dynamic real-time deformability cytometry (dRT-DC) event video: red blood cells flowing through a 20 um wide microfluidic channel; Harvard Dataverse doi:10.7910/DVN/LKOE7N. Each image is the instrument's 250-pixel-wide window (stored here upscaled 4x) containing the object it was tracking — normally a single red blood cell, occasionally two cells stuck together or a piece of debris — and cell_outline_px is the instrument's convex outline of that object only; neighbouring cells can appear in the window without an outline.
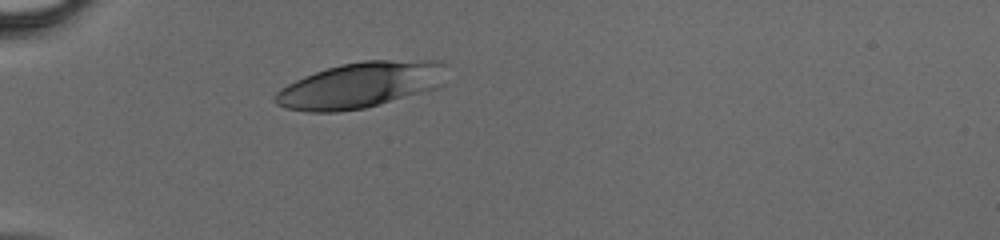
{"species": "human", "species_latin": "Homo sapiens", "temperature_condition": "cold", "stored_images_in_passage": 29, "camera_frame_rate_fps": 3000, "um_per_image_px": 0.085, "donor": {"sex": "male"}, "frame": {"image": 1, "passage_image": 1, "time_ms": 0.0, "image_size_px": [1000, 240], "cell_outline_px": [[444, 84], [436, 88], [364, 108], [336, 112], [308, 112], [284, 108], [276, 104], [272, 100], [272, 96], [280, 88], [304, 76], [340, 64], [364, 60], [444, 60]], "centroid_in_image_um": [30.61, 7.23], "position_along_channel_um": 54.4, "area_um2": 45.84}}
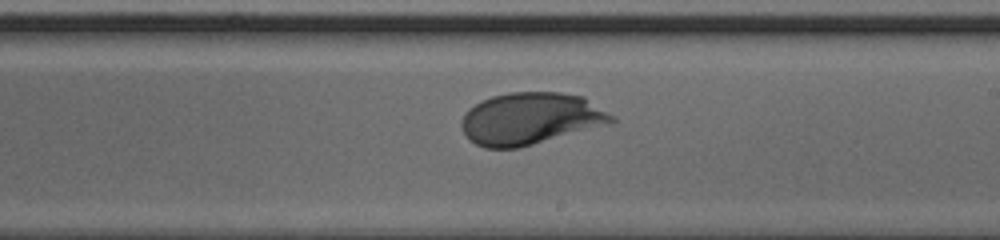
{"frame": {"image": 2, "passage_image": 15, "time_ms": 4.667, "image_size_px": [1000, 240], "cell_outline_px": [[616, 120], [612, 124], [520, 148], [484, 148], [468, 140], [460, 124], [460, 120], [464, 112], [468, 108], [492, 96], [508, 92], [560, 92], [584, 96], [612, 116]], "centroid_in_image_um": [45.08, 10.09], "position_along_channel_um": 243.9, "area_um2": 45.89}}
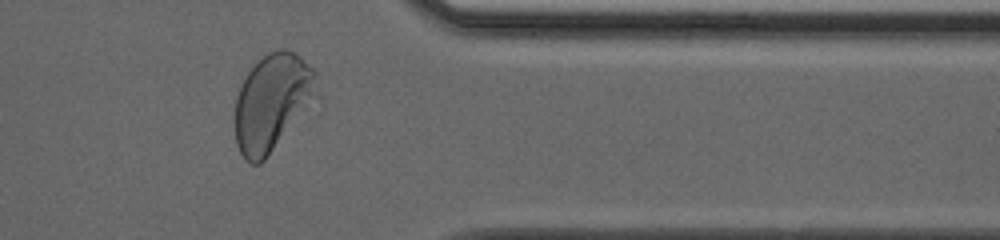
{"frame": {"image": 3, "passage_image": 25, "time_ms": 8.0, "image_size_px": [1000, 240], "cell_outline_px": [[316, 76], [312, 96], [264, 160], [260, 164], [252, 164], [244, 160], [236, 144], [236, 96], [248, 72], [268, 52], [280, 48], [284, 48], [300, 56], [316, 72]], "centroid_in_image_um": [23.04, 8.67], "position_along_channel_um": 388.4, "area_um2": 43.81}}